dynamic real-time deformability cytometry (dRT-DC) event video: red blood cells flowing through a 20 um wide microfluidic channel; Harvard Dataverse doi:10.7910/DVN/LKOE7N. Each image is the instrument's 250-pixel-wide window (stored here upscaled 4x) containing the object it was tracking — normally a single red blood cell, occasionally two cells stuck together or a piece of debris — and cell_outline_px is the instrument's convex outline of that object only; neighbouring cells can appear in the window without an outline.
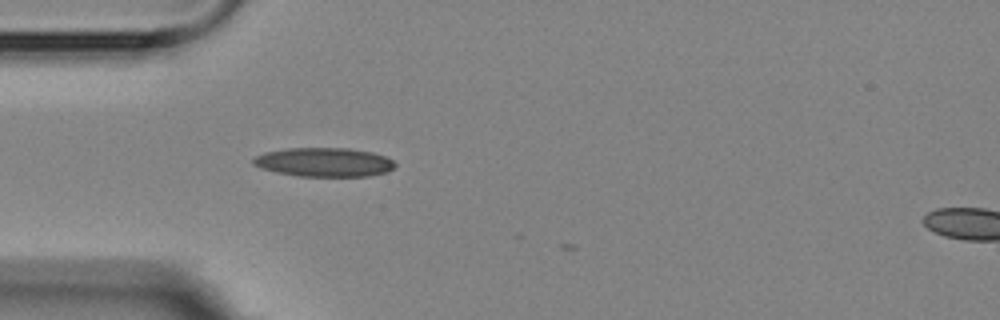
{"species": "Egyptian fruit bat (a non-hibernating species)", "species_latin": "Rousettus aegyptiacus", "temperature_condition": "room temperature", "stored_images_in_passage": 2, "segment_of_instrument_passage": [1, 2], "camera_frame_rate_fps": 3000, "um_per_image_px": 0.085, "animal": {"sex": "female"}, "frame": {"image": 1, "passage_image": 1, "time_ms": 0.0, "image_size_px": [1000, 320], "cell_outline_px": [[396, 164], [388, 172], [368, 176], [300, 176], [276, 172], [260, 168], [252, 164], [252, 160], [256, 156], [264, 152], [288, 148], [348, 148], [372, 152], [384, 156], [392, 160]], "centroid_in_image_um": [27.53, 13.78], "position_along_channel_um": 57.5, "area_um2": 23.93}}